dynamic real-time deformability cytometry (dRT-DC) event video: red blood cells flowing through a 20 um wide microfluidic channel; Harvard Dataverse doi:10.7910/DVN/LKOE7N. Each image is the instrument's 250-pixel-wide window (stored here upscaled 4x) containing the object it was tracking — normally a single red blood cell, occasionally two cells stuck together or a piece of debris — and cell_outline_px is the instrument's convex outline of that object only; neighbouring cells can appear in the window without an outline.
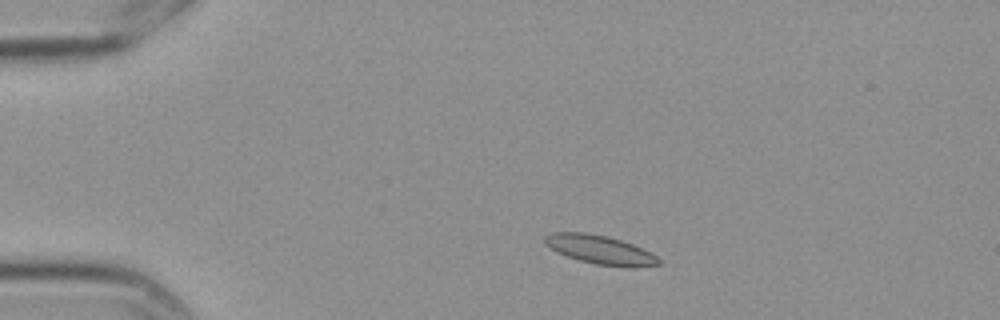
{"species": "Egyptian fruit bat (a non-hibernating species)", "species_latin": "Rousettus aegyptiacus", "temperature_condition": "cold", "stored_images_in_passage": 7, "camera_frame_rate_fps": 3000, "um_per_image_px": 0.085, "frame": {"image": 1, "passage_image": 2, "time_ms": 0.333, "image_size_px": [1000, 320], "cell_outline_px": [[660, 264], [596, 264], [580, 260], [556, 252], [544, 244], [544, 236], [552, 232], [584, 232], [608, 236], [632, 244], [652, 252], [660, 260]], "centroid_in_image_um": [50.87, 21.15], "position_along_channel_um": 34.1, "area_um2": 18.26}}
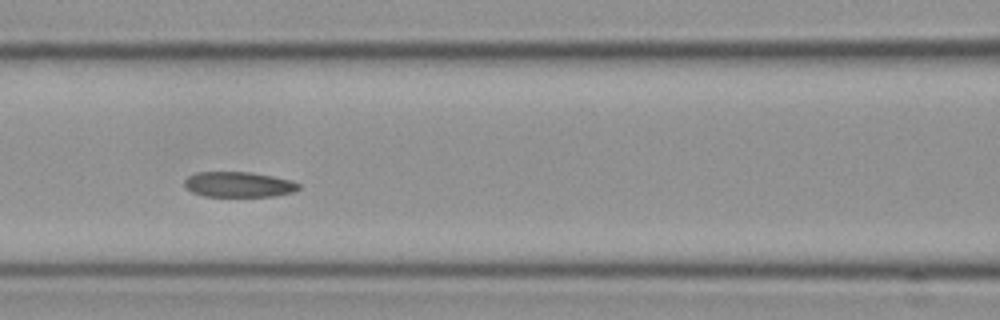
{"frame": {"image": 2, "passage_image": 6, "time_ms": 1.667, "image_size_px": [1000, 320], "cell_outline_px": [[300, 188], [292, 192], [272, 196], [204, 196], [192, 192], [184, 184], [184, 180], [188, 176], [196, 172], [252, 172], [272, 176], [288, 180], [300, 184]], "centroid_in_image_um": [20.26, 15.67], "position_along_channel_um": 146.3, "area_um2": 16.7}}
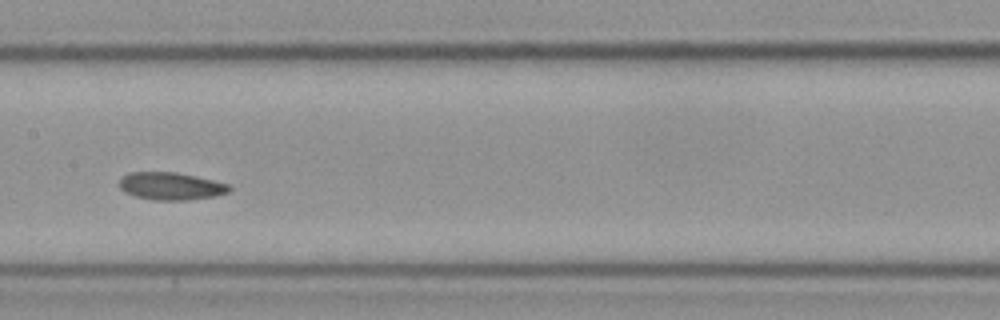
{"frame": {"image": 3, "passage_image": 7, "time_ms": 2.0, "image_size_px": [1000, 320], "cell_outline_px": [[232, 188], [228, 192], [216, 196], [188, 200], [152, 200], [136, 196], [124, 192], [120, 188], [120, 180], [128, 172], [176, 172], [196, 176], [228, 184]], "centroid_in_image_um": [14.53, 15.82], "position_along_channel_um": 192.9, "area_um2": 17.63}}